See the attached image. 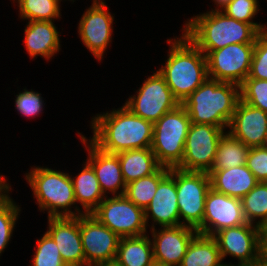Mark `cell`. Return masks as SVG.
<instances>
[{"label": "cell", "instance_id": "cell-12", "mask_svg": "<svg viewBox=\"0 0 267 266\" xmlns=\"http://www.w3.org/2000/svg\"><path fill=\"white\" fill-rule=\"evenodd\" d=\"M220 251L224 264L227 256L238 261V265L254 264L262 260V229L246 223L241 226L226 228L212 236Z\"/></svg>", "mask_w": 267, "mask_h": 266}, {"label": "cell", "instance_id": "cell-7", "mask_svg": "<svg viewBox=\"0 0 267 266\" xmlns=\"http://www.w3.org/2000/svg\"><path fill=\"white\" fill-rule=\"evenodd\" d=\"M174 180L180 225L197 229L203 222L206 195L211 188L210 176L206 172L174 168Z\"/></svg>", "mask_w": 267, "mask_h": 266}, {"label": "cell", "instance_id": "cell-25", "mask_svg": "<svg viewBox=\"0 0 267 266\" xmlns=\"http://www.w3.org/2000/svg\"><path fill=\"white\" fill-rule=\"evenodd\" d=\"M151 236L123 237L120 239L114 263L118 266H154Z\"/></svg>", "mask_w": 267, "mask_h": 266}, {"label": "cell", "instance_id": "cell-42", "mask_svg": "<svg viewBox=\"0 0 267 266\" xmlns=\"http://www.w3.org/2000/svg\"><path fill=\"white\" fill-rule=\"evenodd\" d=\"M101 266H118V265H116L115 263H109V264H104V265H101Z\"/></svg>", "mask_w": 267, "mask_h": 266}, {"label": "cell", "instance_id": "cell-2", "mask_svg": "<svg viewBox=\"0 0 267 266\" xmlns=\"http://www.w3.org/2000/svg\"><path fill=\"white\" fill-rule=\"evenodd\" d=\"M179 36L167 38L166 63L158 72L182 104L208 78V68L206 55L183 32Z\"/></svg>", "mask_w": 267, "mask_h": 266}, {"label": "cell", "instance_id": "cell-45", "mask_svg": "<svg viewBox=\"0 0 267 266\" xmlns=\"http://www.w3.org/2000/svg\"><path fill=\"white\" fill-rule=\"evenodd\" d=\"M59 1L61 2V1H63V0H59ZM64 1H66V0H64ZM67 1H71L72 4H73L76 0H67Z\"/></svg>", "mask_w": 267, "mask_h": 266}, {"label": "cell", "instance_id": "cell-35", "mask_svg": "<svg viewBox=\"0 0 267 266\" xmlns=\"http://www.w3.org/2000/svg\"><path fill=\"white\" fill-rule=\"evenodd\" d=\"M42 94L38 91L28 90L26 87L23 91L18 92L15 96V109L18 111V114L28 118L38 117L44 110V103Z\"/></svg>", "mask_w": 267, "mask_h": 266}, {"label": "cell", "instance_id": "cell-31", "mask_svg": "<svg viewBox=\"0 0 267 266\" xmlns=\"http://www.w3.org/2000/svg\"><path fill=\"white\" fill-rule=\"evenodd\" d=\"M12 188L0 197V256L7 248L13 236L16 222L20 218L21 205L10 196Z\"/></svg>", "mask_w": 267, "mask_h": 266}, {"label": "cell", "instance_id": "cell-23", "mask_svg": "<svg viewBox=\"0 0 267 266\" xmlns=\"http://www.w3.org/2000/svg\"><path fill=\"white\" fill-rule=\"evenodd\" d=\"M82 170L74 177L70 175L77 206L85 214H91L105 199L92 166L85 160ZM79 204V205H78Z\"/></svg>", "mask_w": 267, "mask_h": 266}, {"label": "cell", "instance_id": "cell-22", "mask_svg": "<svg viewBox=\"0 0 267 266\" xmlns=\"http://www.w3.org/2000/svg\"><path fill=\"white\" fill-rule=\"evenodd\" d=\"M208 174L212 189L239 199H242L258 184L246 164L229 169L211 170Z\"/></svg>", "mask_w": 267, "mask_h": 266}, {"label": "cell", "instance_id": "cell-5", "mask_svg": "<svg viewBox=\"0 0 267 266\" xmlns=\"http://www.w3.org/2000/svg\"><path fill=\"white\" fill-rule=\"evenodd\" d=\"M24 176L32 189L36 205L40 212H47V218L78 217L85 214L76 204L74 187L69 173L60 169L33 166Z\"/></svg>", "mask_w": 267, "mask_h": 266}, {"label": "cell", "instance_id": "cell-3", "mask_svg": "<svg viewBox=\"0 0 267 266\" xmlns=\"http://www.w3.org/2000/svg\"><path fill=\"white\" fill-rule=\"evenodd\" d=\"M181 31L205 54L229 44L255 43L260 33L253 25L208 10L188 18Z\"/></svg>", "mask_w": 267, "mask_h": 266}, {"label": "cell", "instance_id": "cell-10", "mask_svg": "<svg viewBox=\"0 0 267 266\" xmlns=\"http://www.w3.org/2000/svg\"><path fill=\"white\" fill-rule=\"evenodd\" d=\"M226 131L210 124L191 123L185 140L182 162L177 168L209 173L212 170L218 143Z\"/></svg>", "mask_w": 267, "mask_h": 266}, {"label": "cell", "instance_id": "cell-19", "mask_svg": "<svg viewBox=\"0 0 267 266\" xmlns=\"http://www.w3.org/2000/svg\"><path fill=\"white\" fill-rule=\"evenodd\" d=\"M144 213L147 228L150 227V230L156 225L158 227L180 225L174 168H170L169 173L159 182L156 193Z\"/></svg>", "mask_w": 267, "mask_h": 266}, {"label": "cell", "instance_id": "cell-44", "mask_svg": "<svg viewBox=\"0 0 267 266\" xmlns=\"http://www.w3.org/2000/svg\"><path fill=\"white\" fill-rule=\"evenodd\" d=\"M263 146L267 148V135H266V140Z\"/></svg>", "mask_w": 267, "mask_h": 266}, {"label": "cell", "instance_id": "cell-30", "mask_svg": "<svg viewBox=\"0 0 267 266\" xmlns=\"http://www.w3.org/2000/svg\"><path fill=\"white\" fill-rule=\"evenodd\" d=\"M19 9V18L23 21H53L62 19L59 0H10Z\"/></svg>", "mask_w": 267, "mask_h": 266}, {"label": "cell", "instance_id": "cell-15", "mask_svg": "<svg viewBox=\"0 0 267 266\" xmlns=\"http://www.w3.org/2000/svg\"><path fill=\"white\" fill-rule=\"evenodd\" d=\"M246 223L241 199L210 188L206 195L203 222L196 230L198 234L213 236L220 230Z\"/></svg>", "mask_w": 267, "mask_h": 266}, {"label": "cell", "instance_id": "cell-6", "mask_svg": "<svg viewBox=\"0 0 267 266\" xmlns=\"http://www.w3.org/2000/svg\"><path fill=\"white\" fill-rule=\"evenodd\" d=\"M190 125V117L182 104L153 124L151 150L161 166L177 168L181 164Z\"/></svg>", "mask_w": 267, "mask_h": 266}, {"label": "cell", "instance_id": "cell-1", "mask_svg": "<svg viewBox=\"0 0 267 266\" xmlns=\"http://www.w3.org/2000/svg\"><path fill=\"white\" fill-rule=\"evenodd\" d=\"M105 112L97 113L90 119L93 135L89 140L101 151L117 154L125 150L151 147L152 122L135 115L123 104Z\"/></svg>", "mask_w": 267, "mask_h": 266}, {"label": "cell", "instance_id": "cell-34", "mask_svg": "<svg viewBox=\"0 0 267 266\" xmlns=\"http://www.w3.org/2000/svg\"><path fill=\"white\" fill-rule=\"evenodd\" d=\"M240 100L267 112V80L246 78L240 85Z\"/></svg>", "mask_w": 267, "mask_h": 266}, {"label": "cell", "instance_id": "cell-16", "mask_svg": "<svg viewBox=\"0 0 267 266\" xmlns=\"http://www.w3.org/2000/svg\"><path fill=\"white\" fill-rule=\"evenodd\" d=\"M149 231L154 262L161 266H179L190 242L198 234L196 229L185 225L156 227Z\"/></svg>", "mask_w": 267, "mask_h": 266}, {"label": "cell", "instance_id": "cell-26", "mask_svg": "<svg viewBox=\"0 0 267 266\" xmlns=\"http://www.w3.org/2000/svg\"><path fill=\"white\" fill-rule=\"evenodd\" d=\"M216 240L212 236L197 234L190 242L179 266H222Z\"/></svg>", "mask_w": 267, "mask_h": 266}, {"label": "cell", "instance_id": "cell-43", "mask_svg": "<svg viewBox=\"0 0 267 266\" xmlns=\"http://www.w3.org/2000/svg\"><path fill=\"white\" fill-rule=\"evenodd\" d=\"M222 266H234V264H232L231 262L229 264L225 262Z\"/></svg>", "mask_w": 267, "mask_h": 266}, {"label": "cell", "instance_id": "cell-28", "mask_svg": "<svg viewBox=\"0 0 267 266\" xmlns=\"http://www.w3.org/2000/svg\"><path fill=\"white\" fill-rule=\"evenodd\" d=\"M169 169L161 166L155 173L126 184L124 195L145 210L154 197L159 182L169 173Z\"/></svg>", "mask_w": 267, "mask_h": 266}, {"label": "cell", "instance_id": "cell-9", "mask_svg": "<svg viewBox=\"0 0 267 266\" xmlns=\"http://www.w3.org/2000/svg\"><path fill=\"white\" fill-rule=\"evenodd\" d=\"M135 93L129 96L123 105L135 115L153 124L165 113L180 105L158 70L147 76Z\"/></svg>", "mask_w": 267, "mask_h": 266}, {"label": "cell", "instance_id": "cell-14", "mask_svg": "<svg viewBox=\"0 0 267 266\" xmlns=\"http://www.w3.org/2000/svg\"><path fill=\"white\" fill-rule=\"evenodd\" d=\"M80 233L85 266L114 263L120 237L93 215H80Z\"/></svg>", "mask_w": 267, "mask_h": 266}, {"label": "cell", "instance_id": "cell-27", "mask_svg": "<svg viewBox=\"0 0 267 266\" xmlns=\"http://www.w3.org/2000/svg\"><path fill=\"white\" fill-rule=\"evenodd\" d=\"M249 149L244 143L226 131L218 143L212 170H223L245 165Z\"/></svg>", "mask_w": 267, "mask_h": 266}, {"label": "cell", "instance_id": "cell-20", "mask_svg": "<svg viewBox=\"0 0 267 266\" xmlns=\"http://www.w3.org/2000/svg\"><path fill=\"white\" fill-rule=\"evenodd\" d=\"M227 131L249 148L263 146L267 135V112L239 100Z\"/></svg>", "mask_w": 267, "mask_h": 266}, {"label": "cell", "instance_id": "cell-17", "mask_svg": "<svg viewBox=\"0 0 267 266\" xmlns=\"http://www.w3.org/2000/svg\"><path fill=\"white\" fill-rule=\"evenodd\" d=\"M78 139L88 152L86 161L92 166L105 197L124 195L126 183L124 181L119 158L116 154H109L96 147L84 134L78 132Z\"/></svg>", "mask_w": 267, "mask_h": 266}, {"label": "cell", "instance_id": "cell-29", "mask_svg": "<svg viewBox=\"0 0 267 266\" xmlns=\"http://www.w3.org/2000/svg\"><path fill=\"white\" fill-rule=\"evenodd\" d=\"M241 203L247 223L261 229L267 227V182H258L241 199Z\"/></svg>", "mask_w": 267, "mask_h": 266}, {"label": "cell", "instance_id": "cell-41", "mask_svg": "<svg viewBox=\"0 0 267 266\" xmlns=\"http://www.w3.org/2000/svg\"><path fill=\"white\" fill-rule=\"evenodd\" d=\"M238 266V265H236ZM240 266H267V263L263 260L257 262V263H254V264H248V265H240Z\"/></svg>", "mask_w": 267, "mask_h": 266}, {"label": "cell", "instance_id": "cell-21", "mask_svg": "<svg viewBox=\"0 0 267 266\" xmlns=\"http://www.w3.org/2000/svg\"><path fill=\"white\" fill-rule=\"evenodd\" d=\"M24 29V43L30 59L38 56L52 60L61 50L60 31L53 21H28Z\"/></svg>", "mask_w": 267, "mask_h": 266}, {"label": "cell", "instance_id": "cell-8", "mask_svg": "<svg viewBox=\"0 0 267 266\" xmlns=\"http://www.w3.org/2000/svg\"><path fill=\"white\" fill-rule=\"evenodd\" d=\"M91 215L120 238L150 233L147 231L144 210L125 195L105 197Z\"/></svg>", "mask_w": 267, "mask_h": 266}, {"label": "cell", "instance_id": "cell-40", "mask_svg": "<svg viewBox=\"0 0 267 266\" xmlns=\"http://www.w3.org/2000/svg\"><path fill=\"white\" fill-rule=\"evenodd\" d=\"M214 2L215 8L209 10L221 11L231 0H211Z\"/></svg>", "mask_w": 267, "mask_h": 266}, {"label": "cell", "instance_id": "cell-36", "mask_svg": "<svg viewBox=\"0 0 267 266\" xmlns=\"http://www.w3.org/2000/svg\"><path fill=\"white\" fill-rule=\"evenodd\" d=\"M247 78L267 80V30L258 34Z\"/></svg>", "mask_w": 267, "mask_h": 266}, {"label": "cell", "instance_id": "cell-13", "mask_svg": "<svg viewBox=\"0 0 267 266\" xmlns=\"http://www.w3.org/2000/svg\"><path fill=\"white\" fill-rule=\"evenodd\" d=\"M255 43L229 44L207 55L208 77L241 85L248 77Z\"/></svg>", "mask_w": 267, "mask_h": 266}, {"label": "cell", "instance_id": "cell-38", "mask_svg": "<svg viewBox=\"0 0 267 266\" xmlns=\"http://www.w3.org/2000/svg\"><path fill=\"white\" fill-rule=\"evenodd\" d=\"M262 260L267 263V227L262 229Z\"/></svg>", "mask_w": 267, "mask_h": 266}, {"label": "cell", "instance_id": "cell-37", "mask_svg": "<svg viewBox=\"0 0 267 266\" xmlns=\"http://www.w3.org/2000/svg\"><path fill=\"white\" fill-rule=\"evenodd\" d=\"M246 165L258 182H267V148L252 147L247 154Z\"/></svg>", "mask_w": 267, "mask_h": 266}, {"label": "cell", "instance_id": "cell-24", "mask_svg": "<svg viewBox=\"0 0 267 266\" xmlns=\"http://www.w3.org/2000/svg\"><path fill=\"white\" fill-rule=\"evenodd\" d=\"M116 155L126 184L151 175L161 167L151 147L125 150Z\"/></svg>", "mask_w": 267, "mask_h": 266}, {"label": "cell", "instance_id": "cell-4", "mask_svg": "<svg viewBox=\"0 0 267 266\" xmlns=\"http://www.w3.org/2000/svg\"><path fill=\"white\" fill-rule=\"evenodd\" d=\"M240 100V86L207 78L182 103L191 123L228 129Z\"/></svg>", "mask_w": 267, "mask_h": 266}, {"label": "cell", "instance_id": "cell-39", "mask_svg": "<svg viewBox=\"0 0 267 266\" xmlns=\"http://www.w3.org/2000/svg\"><path fill=\"white\" fill-rule=\"evenodd\" d=\"M8 182L6 176L0 173V197L11 188V184Z\"/></svg>", "mask_w": 267, "mask_h": 266}, {"label": "cell", "instance_id": "cell-11", "mask_svg": "<svg viewBox=\"0 0 267 266\" xmlns=\"http://www.w3.org/2000/svg\"><path fill=\"white\" fill-rule=\"evenodd\" d=\"M108 8L105 0H92L77 24L81 42L100 62L113 39L115 15Z\"/></svg>", "mask_w": 267, "mask_h": 266}, {"label": "cell", "instance_id": "cell-33", "mask_svg": "<svg viewBox=\"0 0 267 266\" xmlns=\"http://www.w3.org/2000/svg\"><path fill=\"white\" fill-rule=\"evenodd\" d=\"M29 266H67L61 259L55 241L45 232L36 241V248Z\"/></svg>", "mask_w": 267, "mask_h": 266}, {"label": "cell", "instance_id": "cell-18", "mask_svg": "<svg viewBox=\"0 0 267 266\" xmlns=\"http://www.w3.org/2000/svg\"><path fill=\"white\" fill-rule=\"evenodd\" d=\"M45 231L56 243L61 259L67 266H85V255L81 242L80 216L48 217Z\"/></svg>", "mask_w": 267, "mask_h": 266}, {"label": "cell", "instance_id": "cell-32", "mask_svg": "<svg viewBox=\"0 0 267 266\" xmlns=\"http://www.w3.org/2000/svg\"><path fill=\"white\" fill-rule=\"evenodd\" d=\"M260 10L259 0H231L221 11L228 17L249 23L259 32H262L267 29V24L253 20L257 17Z\"/></svg>", "mask_w": 267, "mask_h": 266}]
</instances>
